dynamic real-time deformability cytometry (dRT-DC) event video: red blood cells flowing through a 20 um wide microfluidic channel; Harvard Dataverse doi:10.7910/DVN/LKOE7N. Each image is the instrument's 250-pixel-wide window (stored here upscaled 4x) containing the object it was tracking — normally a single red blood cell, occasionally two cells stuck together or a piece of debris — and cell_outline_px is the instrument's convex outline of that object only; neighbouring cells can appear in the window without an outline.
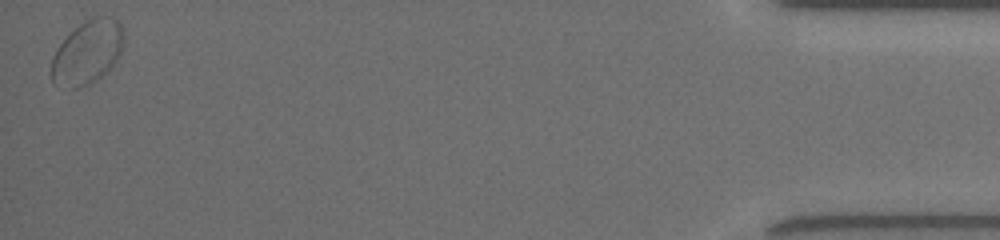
{"species": "common noctule bat (a hibernating species)", "species_latin": "Nyctalus noctula", "temperature_condition": "room temperature", "stored_images_in_passage": 38, "segment_of_instrument_passage": [2, 2], "camera_frame_rate_fps": 3000, "um_per_image_px": 0.085, "animal": {"sex": "female", "body_mass_g": 19.5, "forearm_length_mm": 54.1}, "frame": {"image": 1, "passage_image": 38, "time_ms": 12.333, "image_size_px": [1000, 240], "cell_outline_px": [[124, 44], [116, 60], [108, 72], [88, 84], [76, 88], [72, 88], [108, 20], [116, 16], [124, 28]], "centroid_in_image_um": [8.75, 4.53], "position_along_channel_um": 426.5, "area_um2": 11.73}}